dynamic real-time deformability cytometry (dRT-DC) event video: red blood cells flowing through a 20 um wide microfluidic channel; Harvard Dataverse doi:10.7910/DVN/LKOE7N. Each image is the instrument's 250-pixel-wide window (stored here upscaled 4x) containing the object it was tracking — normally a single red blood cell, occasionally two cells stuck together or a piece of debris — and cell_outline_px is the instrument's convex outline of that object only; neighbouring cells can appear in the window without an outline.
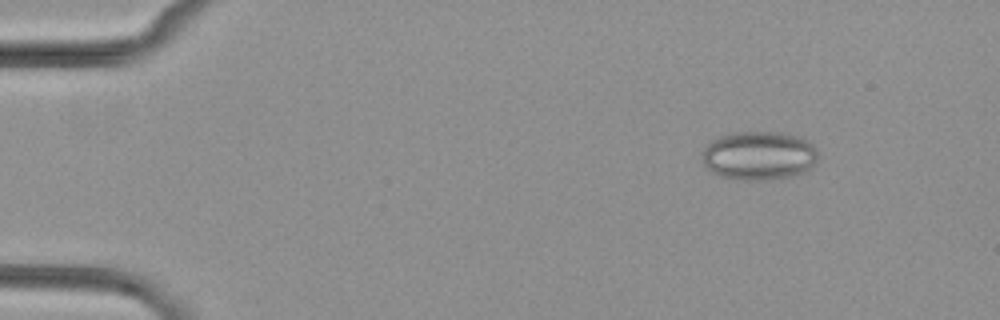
{"species": "common noctule bat (a hibernating species)", "species_latin": "Nyctalus noctula", "temperature_condition": "cold", "stored_images_in_passage": 4, "camera_frame_rate_fps": 3000, "um_per_image_px": 0.085, "animal": {"sex": "female", "body_mass_g": 29.2, "forearm_length_mm": 56.3}, "frame": {"image": 1, "passage_image": 1, "time_ms": 0.0, "image_size_px": [1000, 320], "cell_outline_px": [[816, 160], [812, 168], [796, 176], [768, 180], [744, 180], [720, 176], [712, 172], [704, 164], [704, 148], [712, 140], [720, 136], [732, 132], [784, 132], [800, 136], [808, 140], [816, 148]], "centroid_in_image_um": [64.56, 13.22], "position_along_channel_um": 20.4, "area_um2": 33.18}}